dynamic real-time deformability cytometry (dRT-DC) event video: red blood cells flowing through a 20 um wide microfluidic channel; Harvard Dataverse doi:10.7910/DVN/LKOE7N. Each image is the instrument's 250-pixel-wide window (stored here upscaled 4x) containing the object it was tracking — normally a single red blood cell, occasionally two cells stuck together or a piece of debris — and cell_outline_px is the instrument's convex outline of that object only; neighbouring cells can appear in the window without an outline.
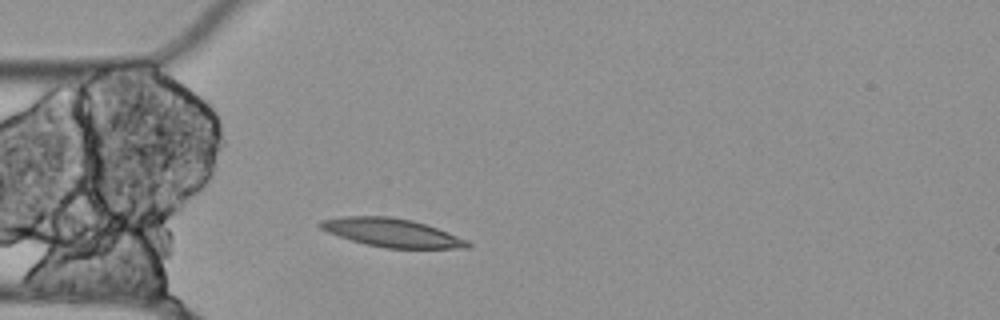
{"species": "Egyptian fruit bat (a non-hibernating species)", "species_latin": "Rousettus aegyptiacus", "temperature_condition": "cold", "stored_images_in_passage": 9, "camera_frame_rate_fps": 3000, "um_per_image_px": 0.085, "animal": {"sex": "female"}, "frame": {"image": 1, "passage_image": 1, "time_ms": 0.0, "image_size_px": [1000, 320], "cell_outline_px": [[472, 248], [384, 248], [364, 244], [328, 232], [320, 228], [316, 224], [324, 220], [348, 216], [388, 216], [412, 220], [448, 232], [468, 240], [472, 244]], "centroid_in_image_um": [33.35, 19.79], "position_along_channel_um": 51.7, "area_um2": 24.22}}
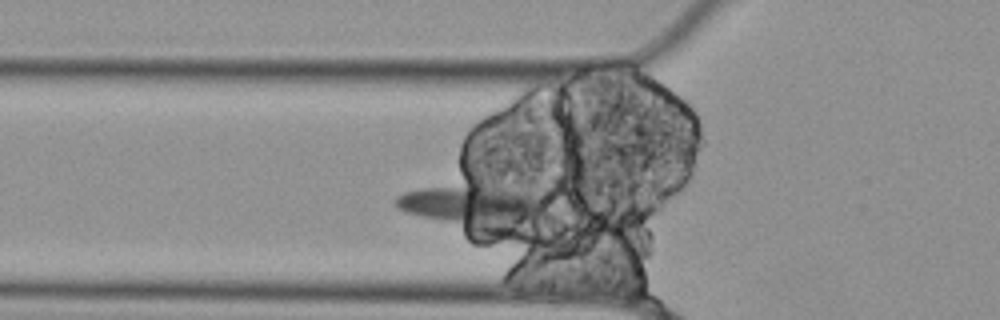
{"frame": {"image": 2, "passage_image": 4, "time_ms": 1.0, "image_size_px": [1000, 320], "cell_outline_px": [[544, 196], [528, 216], [504, 240], [500, 240], [408, 212], [396, 208], [396, 196], [404, 192], [424, 188], [472, 184]], "centroid_in_image_um": [40.08, 17.64], "position_along_channel_um": 85.7, "area_um2": 36.7}}